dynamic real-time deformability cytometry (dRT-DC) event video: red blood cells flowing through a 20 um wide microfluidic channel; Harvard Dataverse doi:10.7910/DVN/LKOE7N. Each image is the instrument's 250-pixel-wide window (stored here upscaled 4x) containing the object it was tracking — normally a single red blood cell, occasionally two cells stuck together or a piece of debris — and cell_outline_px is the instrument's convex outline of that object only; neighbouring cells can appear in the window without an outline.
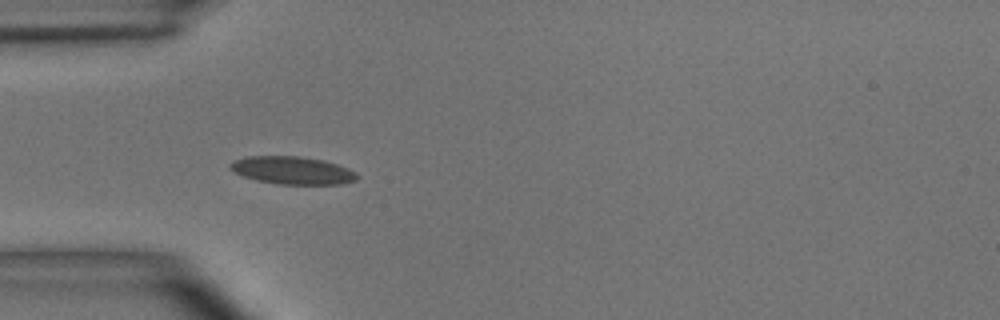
{"species": "common noctule bat (a hibernating species)", "species_latin": "Nyctalus noctula", "temperature_condition": "room temperature", "stored_images_in_passage": 7, "camera_frame_rate_fps": 3000, "um_per_image_px": 0.085, "animal": {"sex": "male", "body_mass_g": 15.6}, "frame": {"image": 1, "passage_image": 3, "time_ms": 2.333, "image_size_px": [1000, 320], "cell_outline_px": [[360, 176], [356, 180], [340, 184], [276, 184], [256, 180], [244, 176], [228, 168], [228, 164], [232, 160], [244, 156], [300, 156], [324, 160], [348, 168], [356, 172]], "centroid_in_image_um": [24.83, 14.47], "position_along_channel_um": 60.2, "area_um2": 20.69}}
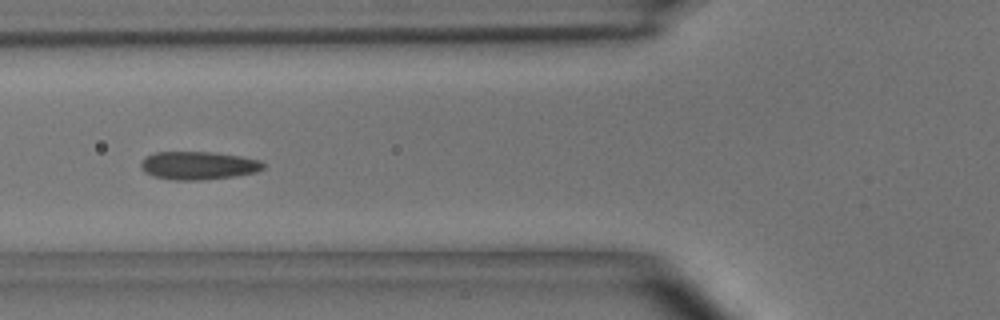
{"frame": {"image": 2, "passage_image": 4, "time_ms": 3.667, "image_size_px": [1000, 320], "cell_outline_px": [[264, 168], [256, 172], [236, 176], [200, 180], [172, 180], [152, 176], [144, 172], [140, 168], [140, 164], [148, 156], [156, 152], [212, 152], [240, 156], [260, 160], [264, 164]], "centroid_in_image_um": [16.86, 14.08], "position_along_channel_um": 108.9, "area_um2": 20.06}}